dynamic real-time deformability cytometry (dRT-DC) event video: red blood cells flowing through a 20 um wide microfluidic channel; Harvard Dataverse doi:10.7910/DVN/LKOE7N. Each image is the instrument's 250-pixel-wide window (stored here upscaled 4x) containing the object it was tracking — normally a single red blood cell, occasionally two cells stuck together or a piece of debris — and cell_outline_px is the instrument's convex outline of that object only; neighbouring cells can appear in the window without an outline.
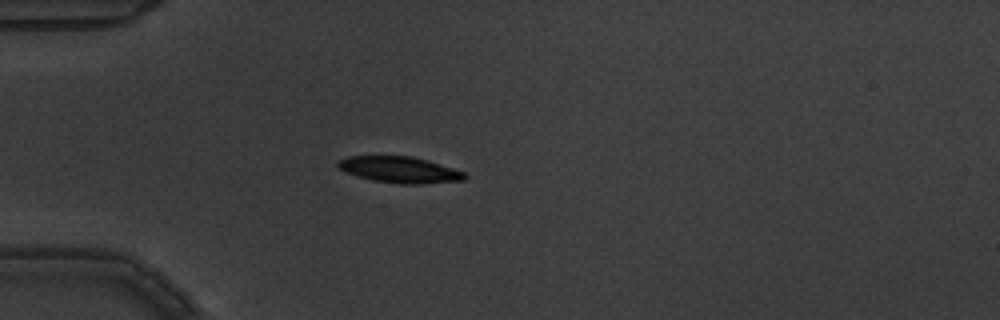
{"species": "common noctule bat (a hibernating species)", "species_latin": "Nyctalus noctula", "temperature_condition": "warm", "stored_images_in_passage": 4, "camera_frame_rate_fps": 3000, "um_per_image_px": 0.085, "animal": {"sex": "male", "body_mass_g": 19.5, "forearm_length_mm": 54.6}, "frame": {"image": 1, "passage_image": 2, "time_ms": 0.333, "image_size_px": [1000, 320], "cell_outline_px": [[468, 176], [464, 180], [420, 184], [400, 184], [372, 180], [348, 172], [340, 168], [336, 164], [336, 160], [348, 156], [412, 156], [428, 160], [464, 172]], "centroid_in_image_um": [33.98, 14.42], "position_along_channel_um": 51.0, "area_um2": 19.25}}